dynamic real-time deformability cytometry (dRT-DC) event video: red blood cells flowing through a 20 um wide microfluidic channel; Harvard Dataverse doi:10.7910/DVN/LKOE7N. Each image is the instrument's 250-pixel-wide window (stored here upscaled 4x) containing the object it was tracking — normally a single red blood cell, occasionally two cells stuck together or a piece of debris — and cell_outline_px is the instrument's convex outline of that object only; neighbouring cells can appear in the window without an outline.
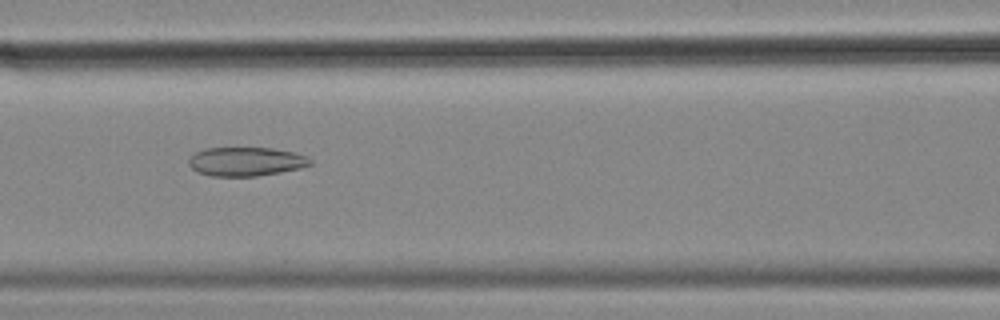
{"species": "common noctule bat (a hibernating species)", "species_latin": "Nyctalus noctula", "temperature_condition": "cold", "stored_images_in_passage": 56, "camera_frame_rate_fps": 3000, "um_per_image_px": 0.085, "animal": {"sex": "female", "body_mass_g": 18.4}, "frame": {"image": 1, "passage_image": 24, "time_ms": 7.667, "image_size_px": [1000, 320], "cell_outline_px": [[312, 164], [300, 168], [280, 172], [256, 176], [212, 176], [196, 172], [188, 164], [188, 160], [196, 152], [204, 148], [272, 148], [296, 152], [308, 156], [312, 160]], "centroid_in_image_um": [20.92, 13.73], "position_along_channel_um": 145.7, "area_um2": 20.58}}
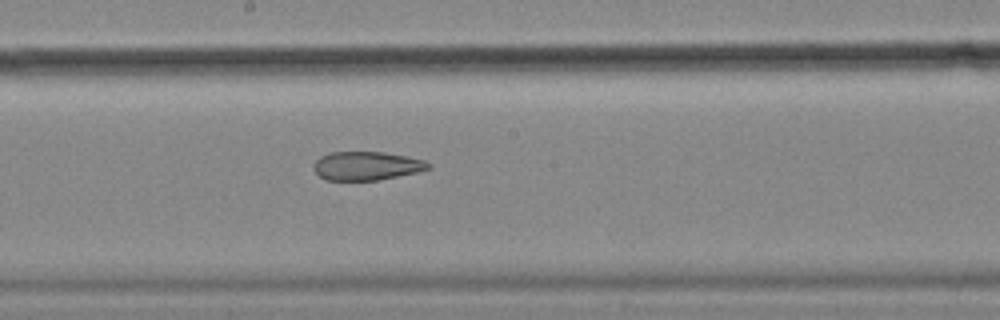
{"frame": {"image": 2, "passage_image": 30, "time_ms": 9.667, "image_size_px": [1000, 320], "cell_outline_px": [[432, 168], [416, 172], [376, 180], [328, 180], [320, 176], [312, 168], [316, 160], [320, 156], [328, 152], [384, 152], [408, 156], [424, 160], [432, 164]], "centroid_in_image_um": [31.17, 14.08], "position_along_channel_um": 217.0, "area_um2": 19.13}}
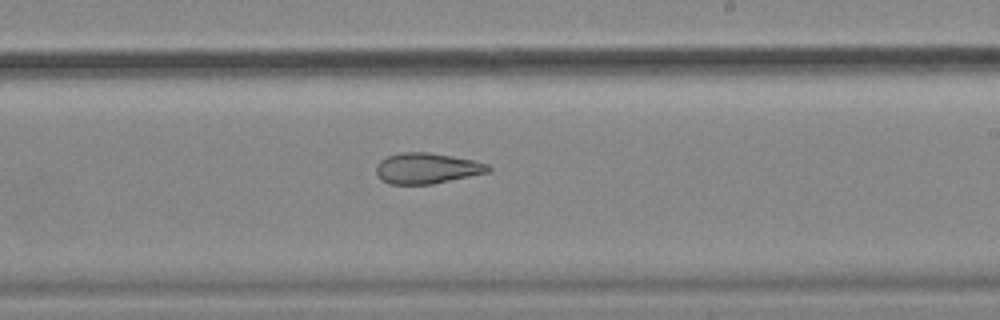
{"frame": {"image": 3, "passage_image": 33, "time_ms": 10.667, "image_size_px": [1000, 320], "cell_outline_px": [[492, 168], [488, 172], [432, 184], [388, 184], [380, 180], [376, 172], [376, 164], [380, 160], [388, 156], [400, 152], [428, 152], [452, 156], [472, 160], [488, 164]], "centroid_in_image_um": [36.24, 14.3], "position_along_channel_um": 252.8, "area_um2": 20.06}, "authors_computed_cell_mechanics": {"area_um2": 25.6632, "velocity_mm_per_s": 3.5819, "shape_relaxation_time_tau1_ms": null, "shape_relaxation_time_tau2_ms": 3.9298, "deformation_change_tau1": null, "deformation_change_tau2": 0.1249}}